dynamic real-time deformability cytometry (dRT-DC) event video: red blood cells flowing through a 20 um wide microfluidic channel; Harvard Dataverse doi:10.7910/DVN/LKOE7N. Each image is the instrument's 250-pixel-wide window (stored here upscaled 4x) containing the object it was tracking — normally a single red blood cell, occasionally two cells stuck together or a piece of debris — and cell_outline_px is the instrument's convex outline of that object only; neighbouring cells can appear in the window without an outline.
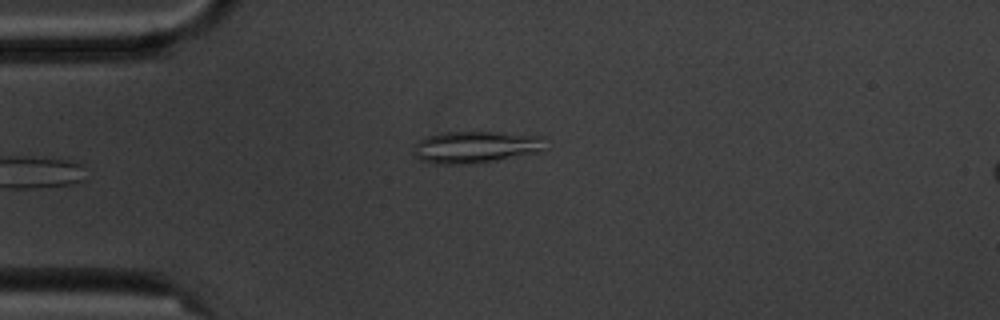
{"species": "common noctule bat (a hibernating species)", "species_latin": "Nyctalus noctula", "temperature_condition": "cold", "stored_images_in_passage": 5, "camera_frame_rate_fps": 3000, "um_per_image_px": 0.085, "animal": {"sex": "male", "body_mass_g": 20.1, "forearm_length_mm": 53.5}, "frame": {"image": 1, "passage_image": 5, "time_ms": 5.667, "image_size_px": [1000, 320], "cell_outline_px": [[548, 136], [544, 148], [540, 152], [496, 160], [468, 164], [436, 164], [420, 160], [412, 152], [416, 144], [420, 140], [428, 136], [448, 132], [496, 132]], "centroid_in_image_um": [40.49, 12.5], "position_along_channel_um": 44.5, "area_um2": 24.62}}